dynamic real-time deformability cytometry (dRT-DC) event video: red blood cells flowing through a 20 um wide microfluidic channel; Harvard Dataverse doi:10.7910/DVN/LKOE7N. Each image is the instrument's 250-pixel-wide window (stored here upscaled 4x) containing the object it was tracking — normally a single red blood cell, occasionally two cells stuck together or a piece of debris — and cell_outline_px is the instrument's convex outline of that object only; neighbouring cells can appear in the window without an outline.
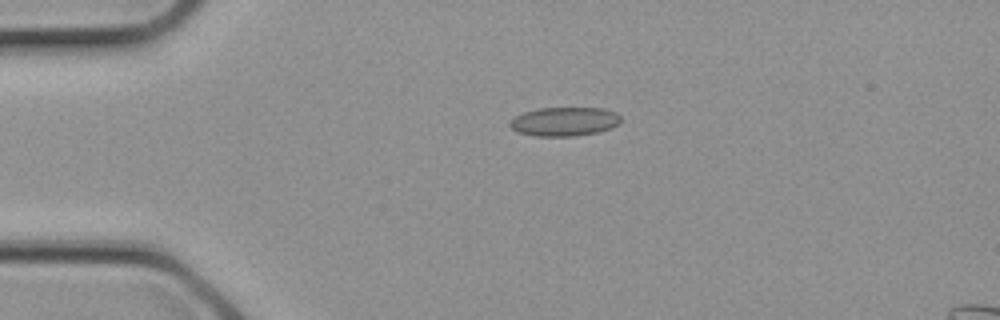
{"species": "common noctule bat (a hibernating species)", "species_latin": "Nyctalus noctula", "temperature_condition": "cold", "stored_images_in_passage": 1, "camera_frame_rate_fps": 3000, "um_per_image_px": 0.085, "animal": {"sex": "female", "body_mass_g": 21.9}, "frame": {"image": 1, "passage_image": 1, "time_ms": 0.0, "image_size_px": [1000, 320], "cell_outline_px": [[620, 124], [612, 128], [596, 132], [572, 136], [536, 136], [516, 132], [508, 124], [516, 116], [524, 112], [540, 108], [604, 108], [616, 112], [620, 116]], "centroid_in_image_um": [47.99, 10.33], "position_along_channel_um": 37.0, "area_um2": 18.67}}